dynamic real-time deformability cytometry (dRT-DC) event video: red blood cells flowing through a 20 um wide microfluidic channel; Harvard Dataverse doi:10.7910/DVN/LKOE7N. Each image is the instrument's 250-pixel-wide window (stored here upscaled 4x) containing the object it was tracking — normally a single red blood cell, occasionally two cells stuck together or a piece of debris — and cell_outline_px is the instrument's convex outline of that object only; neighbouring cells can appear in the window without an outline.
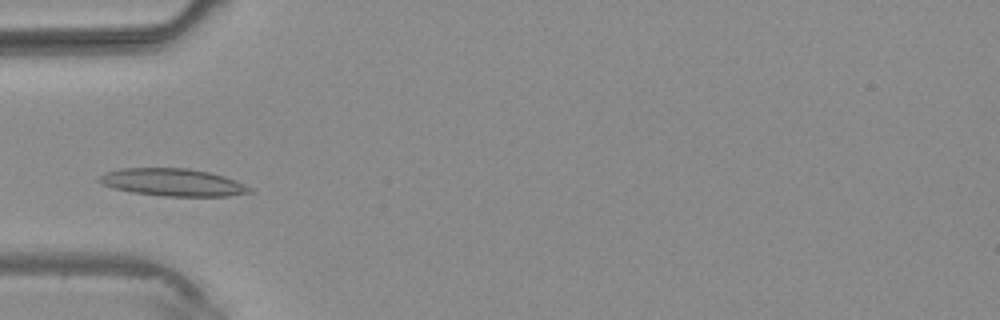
{"species": "common noctule bat (a hibernating species)", "species_latin": "Nyctalus noctula", "temperature_condition": "warm", "stored_images_in_passage": 2, "camera_frame_rate_fps": 3000, "um_per_image_px": 0.085, "animal": {"sex": "male", "body_mass_g": 20.4}, "frame": {"image": 1, "passage_image": 2, "time_ms": 2.0, "image_size_px": [1000, 320], "cell_outline_px": [[252, 192], [228, 196], [164, 196], [132, 192], [100, 184], [96, 180], [96, 176], [120, 168], [188, 168], [208, 172], [224, 176], [236, 180], [252, 188]], "centroid_in_image_um": [14.66, 15.49], "position_along_channel_um": 70.3, "area_um2": 24.1}}